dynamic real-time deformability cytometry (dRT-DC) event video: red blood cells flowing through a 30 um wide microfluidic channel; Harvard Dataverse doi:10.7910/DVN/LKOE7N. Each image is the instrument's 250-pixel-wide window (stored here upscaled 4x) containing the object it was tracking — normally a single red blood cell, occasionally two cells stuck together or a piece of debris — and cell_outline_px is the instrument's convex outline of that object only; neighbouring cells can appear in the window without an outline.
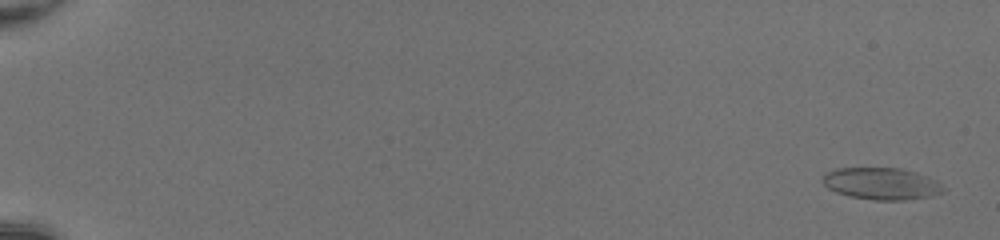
{"species": "common noctule bat (a hibernating species)", "species_latin": "Nyctalus noctula", "temperature_condition": "room temperature", "stored_images_in_passage": 52, "camera_frame_rate_fps": 3000, "um_per_image_px": 0.085, "animal": {"sex": "female", "body_mass_g": 20.0, "forearm_length_mm": 54.0}, "frame": {"image": 1, "passage_image": 2, "time_ms": 0.333, "image_size_px": [1000, 240], "cell_outline_px": [[948, 188], [944, 192], [932, 196], [908, 200], [872, 200], [848, 196], [836, 192], [828, 188], [824, 184], [824, 172], [836, 168], [900, 168], [916, 172], [928, 176], [936, 180]], "centroid_in_image_um": [74.98, 15.61], "position_along_channel_um": 10.0, "area_um2": 22.77}}
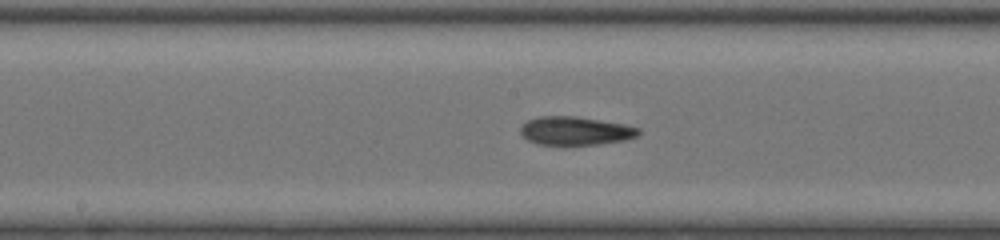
{"frame": {"image": 2, "passage_image": 30, "time_ms": 9.667, "image_size_px": [1000, 240], "cell_outline_px": [[640, 132], [636, 136], [624, 140], [600, 144], [536, 144], [528, 140], [520, 132], [520, 124], [528, 120], [540, 116], [576, 116], [624, 124], [640, 128]], "centroid_in_image_um": [48.88, 11.11], "position_along_channel_um": 199.3, "area_um2": 19.48}}
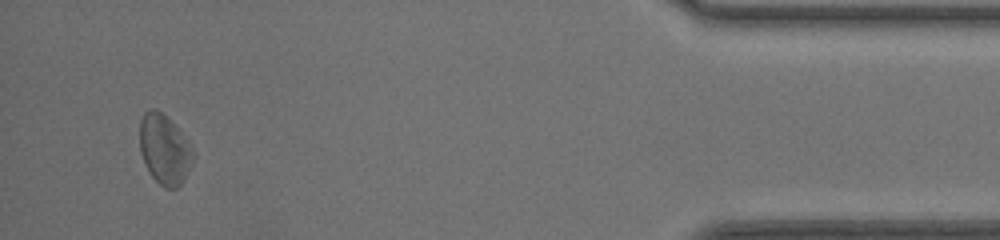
{"frame": {"image": 3, "passage_image": 50, "time_ms": 16.333, "image_size_px": [1000, 240], "cell_outline_px": [[192, 160], [184, 180], [176, 188], [164, 188], [152, 176], [140, 152], [140, 120], [144, 112], [148, 108], [156, 108], [180, 132], [192, 148]], "centroid_in_image_um": [13.94, 12.69], "position_along_channel_um": 421.3, "area_um2": 21.04}, "authors_computed_cell_mechanics": {"area_um2": 20.7502, "velocity_mm_per_s": 4.2199, "shape_relaxation_time_tau1_ms": null, "shape_relaxation_time_tau2_ms": 2.9894, "deformation_change_tau1": null, "deformation_change_tau2": 0.1027}}